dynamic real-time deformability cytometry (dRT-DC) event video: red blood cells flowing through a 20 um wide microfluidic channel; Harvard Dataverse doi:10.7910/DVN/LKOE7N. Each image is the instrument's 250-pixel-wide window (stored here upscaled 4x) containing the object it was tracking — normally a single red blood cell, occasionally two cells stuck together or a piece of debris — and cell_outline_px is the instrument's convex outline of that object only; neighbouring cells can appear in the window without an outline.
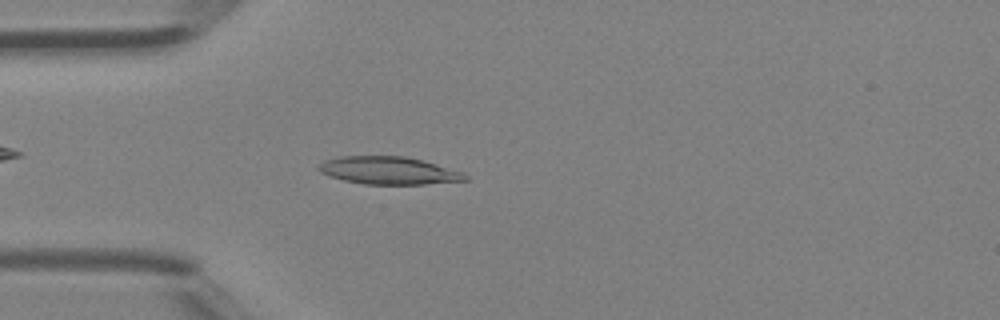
{"species": "Egyptian fruit bat (a non-hibernating species)", "species_latin": "Rousettus aegyptiacus", "temperature_condition": "room temperature", "stored_images_in_passage": 3, "camera_frame_rate_fps": 3000, "um_per_image_px": 0.085, "animal": {"sex": "female"}, "frame": {"image": 1, "passage_image": 3, "time_ms": 0.667, "image_size_px": [1000, 320], "cell_outline_px": [[468, 180], [424, 184], [364, 184], [344, 180], [328, 176], [320, 172], [316, 168], [324, 160], [340, 156], [404, 156], [424, 160], [464, 172], [468, 176]], "centroid_in_image_um": [33.04, 14.49], "position_along_channel_um": 52.0, "area_um2": 23.76}}